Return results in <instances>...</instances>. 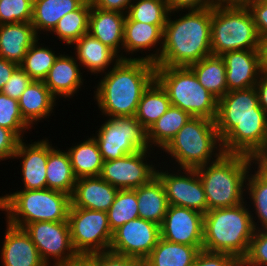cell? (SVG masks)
I'll use <instances>...</instances> for the list:
<instances>
[{
    "label": "cell",
    "mask_w": 267,
    "mask_h": 266,
    "mask_svg": "<svg viewBox=\"0 0 267 266\" xmlns=\"http://www.w3.org/2000/svg\"><path fill=\"white\" fill-rule=\"evenodd\" d=\"M224 153L252 156L267 145V113L255 87L228 91L218 100L215 119Z\"/></svg>",
    "instance_id": "6da1fadb"
},
{
    "label": "cell",
    "mask_w": 267,
    "mask_h": 266,
    "mask_svg": "<svg viewBox=\"0 0 267 266\" xmlns=\"http://www.w3.org/2000/svg\"><path fill=\"white\" fill-rule=\"evenodd\" d=\"M152 62L142 59H121L104 72L95 93L100 111L107 117L135 116L138 103L155 80Z\"/></svg>",
    "instance_id": "7a4b0ae2"
},
{
    "label": "cell",
    "mask_w": 267,
    "mask_h": 266,
    "mask_svg": "<svg viewBox=\"0 0 267 266\" xmlns=\"http://www.w3.org/2000/svg\"><path fill=\"white\" fill-rule=\"evenodd\" d=\"M170 16L171 12L163 29L162 51L156 66H189L212 55V8L188 10L176 20Z\"/></svg>",
    "instance_id": "3957f363"
},
{
    "label": "cell",
    "mask_w": 267,
    "mask_h": 266,
    "mask_svg": "<svg viewBox=\"0 0 267 266\" xmlns=\"http://www.w3.org/2000/svg\"><path fill=\"white\" fill-rule=\"evenodd\" d=\"M244 204L208 210L204 214L203 250L228 253L240 262L247 256L251 239L259 227L252 211Z\"/></svg>",
    "instance_id": "277c9868"
},
{
    "label": "cell",
    "mask_w": 267,
    "mask_h": 266,
    "mask_svg": "<svg viewBox=\"0 0 267 266\" xmlns=\"http://www.w3.org/2000/svg\"><path fill=\"white\" fill-rule=\"evenodd\" d=\"M251 163L250 156L223 153L217 160L196 168L208 210L234 207L244 202V184L253 165Z\"/></svg>",
    "instance_id": "5b68a950"
},
{
    "label": "cell",
    "mask_w": 267,
    "mask_h": 266,
    "mask_svg": "<svg viewBox=\"0 0 267 266\" xmlns=\"http://www.w3.org/2000/svg\"><path fill=\"white\" fill-rule=\"evenodd\" d=\"M71 196L56 190H21L0 196V210L6 211L8 224L24 228L40 221H67Z\"/></svg>",
    "instance_id": "8992f818"
},
{
    "label": "cell",
    "mask_w": 267,
    "mask_h": 266,
    "mask_svg": "<svg viewBox=\"0 0 267 266\" xmlns=\"http://www.w3.org/2000/svg\"><path fill=\"white\" fill-rule=\"evenodd\" d=\"M162 150L178 162L180 169H196L224 153L215 120L202 117H191Z\"/></svg>",
    "instance_id": "52a82bcc"
},
{
    "label": "cell",
    "mask_w": 267,
    "mask_h": 266,
    "mask_svg": "<svg viewBox=\"0 0 267 266\" xmlns=\"http://www.w3.org/2000/svg\"><path fill=\"white\" fill-rule=\"evenodd\" d=\"M155 79L166 90L172 106L192 117L216 119L218 100L200 84L188 66H156Z\"/></svg>",
    "instance_id": "ba28073f"
},
{
    "label": "cell",
    "mask_w": 267,
    "mask_h": 266,
    "mask_svg": "<svg viewBox=\"0 0 267 266\" xmlns=\"http://www.w3.org/2000/svg\"><path fill=\"white\" fill-rule=\"evenodd\" d=\"M211 53L259 50L260 37L247 6L212 7Z\"/></svg>",
    "instance_id": "9c48e42d"
},
{
    "label": "cell",
    "mask_w": 267,
    "mask_h": 266,
    "mask_svg": "<svg viewBox=\"0 0 267 266\" xmlns=\"http://www.w3.org/2000/svg\"><path fill=\"white\" fill-rule=\"evenodd\" d=\"M68 224L71 243L77 255H92L109 251L113 232L107 212L70 205Z\"/></svg>",
    "instance_id": "30bf717a"
},
{
    "label": "cell",
    "mask_w": 267,
    "mask_h": 266,
    "mask_svg": "<svg viewBox=\"0 0 267 266\" xmlns=\"http://www.w3.org/2000/svg\"><path fill=\"white\" fill-rule=\"evenodd\" d=\"M97 132L93 137L99 146L103 161L150 149L147 130L135 116L109 117Z\"/></svg>",
    "instance_id": "8fae6325"
},
{
    "label": "cell",
    "mask_w": 267,
    "mask_h": 266,
    "mask_svg": "<svg viewBox=\"0 0 267 266\" xmlns=\"http://www.w3.org/2000/svg\"><path fill=\"white\" fill-rule=\"evenodd\" d=\"M46 263L50 265V257L54 259L53 266L68 263L77 256L74 251L68 221H40L27 224L24 228Z\"/></svg>",
    "instance_id": "7c38bea8"
},
{
    "label": "cell",
    "mask_w": 267,
    "mask_h": 266,
    "mask_svg": "<svg viewBox=\"0 0 267 266\" xmlns=\"http://www.w3.org/2000/svg\"><path fill=\"white\" fill-rule=\"evenodd\" d=\"M160 238V226L137 218L130 220L113 232L109 251L133 257L142 262L148 257Z\"/></svg>",
    "instance_id": "4fadbf2b"
},
{
    "label": "cell",
    "mask_w": 267,
    "mask_h": 266,
    "mask_svg": "<svg viewBox=\"0 0 267 266\" xmlns=\"http://www.w3.org/2000/svg\"><path fill=\"white\" fill-rule=\"evenodd\" d=\"M149 150L143 149L122 158L104 161L100 177L119 190L136 189L147 184L156 176V168L145 160Z\"/></svg>",
    "instance_id": "5bb4252c"
},
{
    "label": "cell",
    "mask_w": 267,
    "mask_h": 266,
    "mask_svg": "<svg viewBox=\"0 0 267 266\" xmlns=\"http://www.w3.org/2000/svg\"><path fill=\"white\" fill-rule=\"evenodd\" d=\"M181 170L185 175L180 172L175 174L156 170V176L164 186L169 205L186 207L205 214L208 211L207 199L196 169Z\"/></svg>",
    "instance_id": "9a60e30c"
},
{
    "label": "cell",
    "mask_w": 267,
    "mask_h": 266,
    "mask_svg": "<svg viewBox=\"0 0 267 266\" xmlns=\"http://www.w3.org/2000/svg\"><path fill=\"white\" fill-rule=\"evenodd\" d=\"M204 214L169 205L160 225V237L166 241L189 246H203Z\"/></svg>",
    "instance_id": "2e32d148"
},
{
    "label": "cell",
    "mask_w": 267,
    "mask_h": 266,
    "mask_svg": "<svg viewBox=\"0 0 267 266\" xmlns=\"http://www.w3.org/2000/svg\"><path fill=\"white\" fill-rule=\"evenodd\" d=\"M226 65L228 91L255 87L259 75V50H236L221 55Z\"/></svg>",
    "instance_id": "e0dca14e"
},
{
    "label": "cell",
    "mask_w": 267,
    "mask_h": 266,
    "mask_svg": "<svg viewBox=\"0 0 267 266\" xmlns=\"http://www.w3.org/2000/svg\"><path fill=\"white\" fill-rule=\"evenodd\" d=\"M21 140L14 158L22 159V181L25 190L46 189V165L48 161V140L43 139L31 144Z\"/></svg>",
    "instance_id": "ac0fdd59"
},
{
    "label": "cell",
    "mask_w": 267,
    "mask_h": 266,
    "mask_svg": "<svg viewBox=\"0 0 267 266\" xmlns=\"http://www.w3.org/2000/svg\"><path fill=\"white\" fill-rule=\"evenodd\" d=\"M6 226L0 257L3 266H47L24 229Z\"/></svg>",
    "instance_id": "d6986e66"
},
{
    "label": "cell",
    "mask_w": 267,
    "mask_h": 266,
    "mask_svg": "<svg viewBox=\"0 0 267 266\" xmlns=\"http://www.w3.org/2000/svg\"><path fill=\"white\" fill-rule=\"evenodd\" d=\"M125 19L126 14L91 5L88 33L112 49L121 59H133L131 56L126 58L118 54L123 47Z\"/></svg>",
    "instance_id": "ffe728a7"
},
{
    "label": "cell",
    "mask_w": 267,
    "mask_h": 266,
    "mask_svg": "<svg viewBox=\"0 0 267 266\" xmlns=\"http://www.w3.org/2000/svg\"><path fill=\"white\" fill-rule=\"evenodd\" d=\"M118 191V188L100 176L79 178L71 196V204L74 207L107 212Z\"/></svg>",
    "instance_id": "44dd1931"
},
{
    "label": "cell",
    "mask_w": 267,
    "mask_h": 266,
    "mask_svg": "<svg viewBox=\"0 0 267 266\" xmlns=\"http://www.w3.org/2000/svg\"><path fill=\"white\" fill-rule=\"evenodd\" d=\"M165 25H151L139 21L130 20L127 16L124 23L123 47L124 52L134 54L140 50L151 49L156 44H160L155 54L146 55V57H136L133 59H142L156 64L160 58L163 44V29ZM126 50V51H125Z\"/></svg>",
    "instance_id": "7402d4cb"
},
{
    "label": "cell",
    "mask_w": 267,
    "mask_h": 266,
    "mask_svg": "<svg viewBox=\"0 0 267 266\" xmlns=\"http://www.w3.org/2000/svg\"><path fill=\"white\" fill-rule=\"evenodd\" d=\"M38 37L31 22L0 24V57L20 65Z\"/></svg>",
    "instance_id": "603a6c76"
},
{
    "label": "cell",
    "mask_w": 267,
    "mask_h": 266,
    "mask_svg": "<svg viewBox=\"0 0 267 266\" xmlns=\"http://www.w3.org/2000/svg\"><path fill=\"white\" fill-rule=\"evenodd\" d=\"M77 60L72 56L60 54L43 80L51 94L57 98L73 96L83 84L82 73Z\"/></svg>",
    "instance_id": "cb8c5ba5"
},
{
    "label": "cell",
    "mask_w": 267,
    "mask_h": 266,
    "mask_svg": "<svg viewBox=\"0 0 267 266\" xmlns=\"http://www.w3.org/2000/svg\"><path fill=\"white\" fill-rule=\"evenodd\" d=\"M55 97L43 81L33 80L18 100L23 119L31 125L47 118L56 106Z\"/></svg>",
    "instance_id": "d4e9b609"
},
{
    "label": "cell",
    "mask_w": 267,
    "mask_h": 266,
    "mask_svg": "<svg viewBox=\"0 0 267 266\" xmlns=\"http://www.w3.org/2000/svg\"><path fill=\"white\" fill-rule=\"evenodd\" d=\"M76 49L75 58L79 65L86 67L91 73H103L108 66L114 62L116 64L121 58L100 40L89 33L81 36L73 45ZM116 58V59H115ZM115 60V61H114Z\"/></svg>",
    "instance_id": "484cf974"
},
{
    "label": "cell",
    "mask_w": 267,
    "mask_h": 266,
    "mask_svg": "<svg viewBox=\"0 0 267 266\" xmlns=\"http://www.w3.org/2000/svg\"><path fill=\"white\" fill-rule=\"evenodd\" d=\"M139 218L162 224L169 203L161 180L155 176L147 184L136 189Z\"/></svg>",
    "instance_id": "4316f807"
},
{
    "label": "cell",
    "mask_w": 267,
    "mask_h": 266,
    "mask_svg": "<svg viewBox=\"0 0 267 266\" xmlns=\"http://www.w3.org/2000/svg\"><path fill=\"white\" fill-rule=\"evenodd\" d=\"M47 188L72 196L77 178L73 172L68 152L52 147L48 141L46 165Z\"/></svg>",
    "instance_id": "83f0119b"
},
{
    "label": "cell",
    "mask_w": 267,
    "mask_h": 266,
    "mask_svg": "<svg viewBox=\"0 0 267 266\" xmlns=\"http://www.w3.org/2000/svg\"><path fill=\"white\" fill-rule=\"evenodd\" d=\"M202 247L172 243L160 237L143 266H192Z\"/></svg>",
    "instance_id": "f1b7e54d"
},
{
    "label": "cell",
    "mask_w": 267,
    "mask_h": 266,
    "mask_svg": "<svg viewBox=\"0 0 267 266\" xmlns=\"http://www.w3.org/2000/svg\"><path fill=\"white\" fill-rule=\"evenodd\" d=\"M200 84L217 100L227 92L226 65L221 56L210 55L188 66Z\"/></svg>",
    "instance_id": "f546056e"
},
{
    "label": "cell",
    "mask_w": 267,
    "mask_h": 266,
    "mask_svg": "<svg viewBox=\"0 0 267 266\" xmlns=\"http://www.w3.org/2000/svg\"><path fill=\"white\" fill-rule=\"evenodd\" d=\"M86 0H33L31 24L37 34L51 31L67 13L78 9ZM39 32V33H38Z\"/></svg>",
    "instance_id": "4dcf8cb0"
},
{
    "label": "cell",
    "mask_w": 267,
    "mask_h": 266,
    "mask_svg": "<svg viewBox=\"0 0 267 266\" xmlns=\"http://www.w3.org/2000/svg\"><path fill=\"white\" fill-rule=\"evenodd\" d=\"M67 152L77 179L100 176L104 161L93 136L70 147Z\"/></svg>",
    "instance_id": "1f68e13d"
},
{
    "label": "cell",
    "mask_w": 267,
    "mask_h": 266,
    "mask_svg": "<svg viewBox=\"0 0 267 266\" xmlns=\"http://www.w3.org/2000/svg\"><path fill=\"white\" fill-rule=\"evenodd\" d=\"M171 106L166 90L155 79L138 103L135 119L148 130Z\"/></svg>",
    "instance_id": "d6a6232c"
},
{
    "label": "cell",
    "mask_w": 267,
    "mask_h": 266,
    "mask_svg": "<svg viewBox=\"0 0 267 266\" xmlns=\"http://www.w3.org/2000/svg\"><path fill=\"white\" fill-rule=\"evenodd\" d=\"M191 117L186 111L171 105L147 130L148 145L151 143L150 147L154 145L163 149Z\"/></svg>",
    "instance_id": "836d02e7"
},
{
    "label": "cell",
    "mask_w": 267,
    "mask_h": 266,
    "mask_svg": "<svg viewBox=\"0 0 267 266\" xmlns=\"http://www.w3.org/2000/svg\"><path fill=\"white\" fill-rule=\"evenodd\" d=\"M91 5V1L86 0L78 9L64 15L51 32L66 44L72 45L88 33Z\"/></svg>",
    "instance_id": "e575fe53"
},
{
    "label": "cell",
    "mask_w": 267,
    "mask_h": 266,
    "mask_svg": "<svg viewBox=\"0 0 267 266\" xmlns=\"http://www.w3.org/2000/svg\"><path fill=\"white\" fill-rule=\"evenodd\" d=\"M107 216L112 232L130 220L139 218L136 192L133 189L119 190Z\"/></svg>",
    "instance_id": "d590c367"
},
{
    "label": "cell",
    "mask_w": 267,
    "mask_h": 266,
    "mask_svg": "<svg viewBox=\"0 0 267 266\" xmlns=\"http://www.w3.org/2000/svg\"><path fill=\"white\" fill-rule=\"evenodd\" d=\"M38 44V45H37ZM59 55L51 48L39 46L38 40L28 49L19 65L33 80L43 81Z\"/></svg>",
    "instance_id": "8d00e7d4"
},
{
    "label": "cell",
    "mask_w": 267,
    "mask_h": 266,
    "mask_svg": "<svg viewBox=\"0 0 267 266\" xmlns=\"http://www.w3.org/2000/svg\"><path fill=\"white\" fill-rule=\"evenodd\" d=\"M169 13L165 0H133L126 16L133 21L165 25Z\"/></svg>",
    "instance_id": "74e56055"
},
{
    "label": "cell",
    "mask_w": 267,
    "mask_h": 266,
    "mask_svg": "<svg viewBox=\"0 0 267 266\" xmlns=\"http://www.w3.org/2000/svg\"><path fill=\"white\" fill-rule=\"evenodd\" d=\"M0 127L13 131L21 140L31 126L23 119L18 100L0 92ZM23 133V134H22Z\"/></svg>",
    "instance_id": "f35d334b"
},
{
    "label": "cell",
    "mask_w": 267,
    "mask_h": 266,
    "mask_svg": "<svg viewBox=\"0 0 267 266\" xmlns=\"http://www.w3.org/2000/svg\"><path fill=\"white\" fill-rule=\"evenodd\" d=\"M246 193L248 192L250 199L253 201L255 214L260 220L259 228L264 230L267 229V180L264 179L257 171L254 175H247L246 179ZM248 190V191H247Z\"/></svg>",
    "instance_id": "ab89813d"
},
{
    "label": "cell",
    "mask_w": 267,
    "mask_h": 266,
    "mask_svg": "<svg viewBox=\"0 0 267 266\" xmlns=\"http://www.w3.org/2000/svg\"><path fill=\"white\" fill-rule=\"evenodd\" d=\"M33 0H0V24L31 22Z\"/></svg>",
    "instance_id": "60d3db41"
},
{
    "label": "cell",
    "mask_w": 267,
    "mask_h": 266,
    "mask_svg": "<svg viewBox=\"0 0 267 266\" xmlns=\"http://www.w3.org/2000/svg\"><path fill=\"white\" fill-rule=\"evenodd\" d=\"M241 266H267V229L255 230Z\"/></svg>",
    "instance_id": "b9f144b4"
},
{
    "label": "cell",
    "mask_w": 267,
    "mask_h": 266,
    "mask_svg": "<svg viewBox=\"0 0 267 266\" xmlns=\"http://www.w3.org/2000/svg\"><path fill=\"white\" fill-rule=\"evenodd\" d=\"M192 266H241V262L228 253L200 250Z\"/></svg>",
    "instance_id": "7bdbcfd3"
},
{
    "label": "cell",
    "mask_w": 267,
    "mask_h": 266,
    "mask_svg": "<svg viewBox=\"0 0 267 266\" xmlns=\"http://www.w3.org/2000/svg\"><path fill=\"white\" fill-rule=\"evenodd\" d=\"M32 81L33 79L20 66H18L7 83L3 86L1 93L10 98L19 100L21 94Z\"/></svg>",
    "instance_id": "ee69618b"
},
{
    "label": "cell",
    "mask_w": 267,
    "mask_h": 266,
    "mask_svg": "<svg viewBox=\"0 0 267 266\" xmlns=\"http://www.w3.org/2000/svg\"><path fill=\"white\" fill-rule=\"evenodd\" d=\"M260 38L267 37V0H250L247 4Z\"/></svg>",
    "instance_id": "f6af8a7d"
},
{
    "label": "cell",
    "mask_w": 267,
    "mask_h": 266,
    "mask_svg": "<svg viewBox=\"0 0 267 266\" xmlns=\"http://www.w3.org/2000/svg\"><path fill=\"white\" fill-rule=\"evenodd\" d=\"M96 266H143V262L133 257L107 251L96 253Z\"/></svg>",
    "instance_id": "bcb514c9"
},
{
    "label": "cell",
    "mask_w": 267,
    "mask_h": 266,
    "mask_svg": "<svg viewBox=\"0 0 267 266\" xmlns=\"http://www.w3.org/2000/svg\"><path fill=\"white\" fill-rule=\"evenodd\" d=\"M20 141L13 131L0 127V161L14 157Z\"/></svg>",
    "instance_id": "7dc6e473"
},
{
    "label": "cell",
    "mask_w": 267,
    "mask_h": 266,
    "mask_svg": "<svg viewBox=\"0 0 267 266\" xmlns=\"http://www.w3.org/2000/svg\"><path fill=\"white\" fill-rule=\"evenodd\" d=\"M169 11L175 13L179 10H201L212 8V0H165Z\"/></svg>",
    "instance_id": "c3c4849f"
},
{
    "label": "cell",
    "mask_w": 267,
    "mask_h": 266,
    "mask_svg": "<svg viewBox=\"0 0 267 266\" xmlns=\"http://www.w3.org/2000/svg\"><path fill=\"white\" fill-rule=\"evenodd\" d=\"M92 6L102 10L115 11L127 14L132 0H90ZM125 10V11H124Z\"/></svg>",
    "instance_id": "681fc988"
},
{
    "label": "cell",
    "mask_w": 267,
    "mask_h": 266,
    "mask_svg": "<svg viewBox=\"0 0 267 266\" xmlns=\"http://www.w3.org/2000/svg\"><path fill=\"white\" fill-rule=\"evenodd\" d=\"M252 164H256L257 172L267 180V145L263 148L258 149L252 156H251Z\"/></svg>",
    "instance_id": "f907efd6"
},
{
    "label": "cell",
    "mask_w": 267,
    "mask_h": 266,
    "mask_svg": "<svg viewBox=\"0 0 267 266\" xmlns=\"http://www.w3.org/2000/svg\"><path fill=\"white\" fill-rule=\"evenodd\" d=\"M255 89L258 95L259 105L267 113V73L261 71Z\"/></svg>",
    "instance_id": "816d5d0a"
},
{
    "label": "cell",
    "mask_w": 267,
    "mask_h": 266,
    "mask_svg": "<svg viewBox=\"0 0 267 266\" xmlns=\"http://www.w3.org/2000/svg\"><path fill=\"white\" fill-rule=\"evenodd\" d=\"M19 65L0 57V92Z\"/></svg>",
    "instance_id": "f5cc1de1"
},
{
    "label": "cell",
    "mask_w": 267,
    "mask_h": 266,
    "mask_svg": "<svg viewBox=\"0 0 267 266\" xmlns=\"http://www.w3.org/2000/svg\"><path fill=\"white\" fill-rule=\"evenodd\" d=\"M60 266H96V254L92 255H77L68 263Z\"/></svg>",
    "instance_id": "db71d44e"
},
{
    "label": "cell",
    "mask_w": 267,
    "mask_h": 266,
    "mask_svg": "<svg viewBox=\"0 0 267 266\" xmlns=\"http://www.w3.org/2000/svg\"><path fill=\"white\" fill-rule=\"evenodd\" d=\"M259 54L261 71L267 73V37L260 38Z\"/></svg>",
    "instance_id": "11a10c76"
},
{
    "label": "cell",
    "mask_w": 267,
    "mask_h": 266,
    "mask_svg": "<svg viewBox=\"0 0 267 266\" xmlns=\"http://www.w3.org/2000/svg\"><path fill=\"white\" fill-rule=\"evenodd\" d=\"M250 0H212L213 7L220 6H247Z\"/></svg>",
    "instance_id": "9f6ffc18"
}]
</instances>
